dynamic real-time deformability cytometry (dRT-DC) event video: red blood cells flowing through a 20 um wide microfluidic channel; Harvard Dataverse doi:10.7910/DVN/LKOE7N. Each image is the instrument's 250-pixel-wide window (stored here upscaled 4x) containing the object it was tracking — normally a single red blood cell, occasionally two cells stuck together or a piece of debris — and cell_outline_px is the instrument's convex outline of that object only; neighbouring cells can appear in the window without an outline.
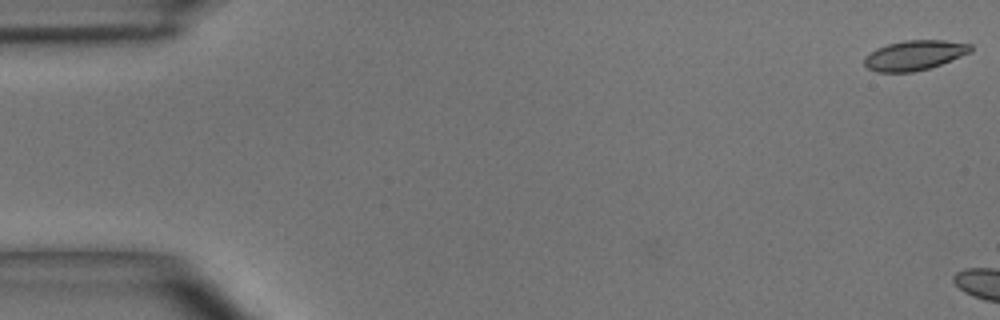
{"species": "common noctule bat (a hibernating species)", "species_latin": "Nyctalus noctula", "temperature_condition": "room temperature", "stored_images_in_passage": 7, "camera_frame_rate_fps": 3000, "um_per_image_px": 0.085, "animal": {"sex": "male", "body_mass_g": 15.6}, "frame": {"image": 1, "passage_image": 1, "time_ms": 0.0, "image_size_px": [1000, 320], "cell_outline_px": [[972, 52], [940, 64], [928, 68], [912, 72], [876, 72], [868, 68], [864, 64], [864, 56], [876, 48], [888, 44], [904, 40], [944, 40], [972, 44]], "centroid_in_image_um": [77.72, 4.69], "position_along_channel_um": 7.3, "area_um2": 18.5}}